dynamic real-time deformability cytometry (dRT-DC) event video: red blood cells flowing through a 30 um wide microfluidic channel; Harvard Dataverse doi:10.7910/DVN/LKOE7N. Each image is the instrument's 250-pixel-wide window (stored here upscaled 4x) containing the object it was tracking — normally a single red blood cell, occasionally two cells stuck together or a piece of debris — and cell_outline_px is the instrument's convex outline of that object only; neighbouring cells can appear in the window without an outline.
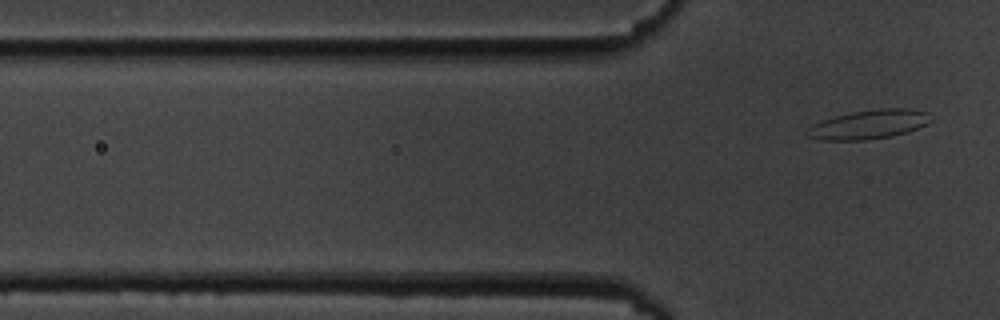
{"species": "common noctule bat (a hibernating species)", "species_latin": "Nyctalus noctula", "temperature_condition": "cold", "stored_images_in_passage": 7, "camera_frame_rate_fps": 3000, "um_per_image_px": 0.085, "animal": {"sex": "male", "body_mass_g": 19.5, "forearm_length_mm": 54.6}, "frame": {"image": 1, "passage_image": 7, "time_ms": 7.667, "image_size_px": [1000, 320], "cell_outline_px": [[932, 120], [928, 124], [892, 136], [868, 140], [820, 140], [808, 136], [804, 132], [812, 124], [836, 116], [852, 112], [880, 108], [908, 108], [928, 112]], "centroid_in_image_um": [73.85, 10.57], "position_along_channel_um": 51.9, "area_um2": 20.92}}